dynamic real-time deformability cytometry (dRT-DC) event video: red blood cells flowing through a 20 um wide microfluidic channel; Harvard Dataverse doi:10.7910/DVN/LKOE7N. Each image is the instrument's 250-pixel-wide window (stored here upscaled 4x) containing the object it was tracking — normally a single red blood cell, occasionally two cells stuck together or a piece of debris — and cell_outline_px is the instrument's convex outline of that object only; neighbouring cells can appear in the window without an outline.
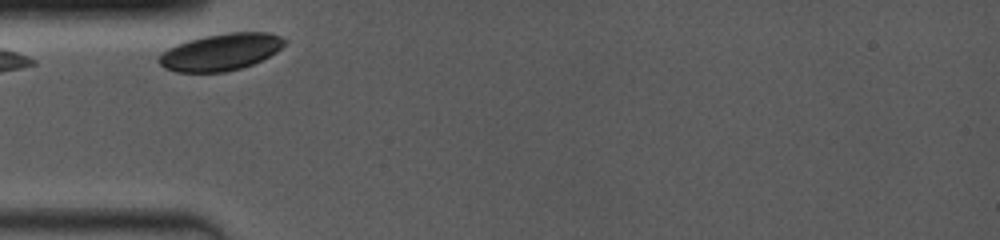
{"species": "common noctule bat (a hibernating species)", "species_latin": "Nyctalus noctula", "temperature_condition": "room temperature", "stored_images_in_passage": 13, "camera_frame_rate_fps": 4000, "um_per_image_px": 0.085, "animal": {"sex": "female", "body_mass_g": 19.0, "forearm_length_mm": 53.3}, "frame": {"image": 1, "passage_image": 1, "time_ms": 0.0, "image_size_px": [1000, 240], "cell_outline_px": [[288, 40], [276, 52], [252, 64], [240, 68], [224, 72], [176, 72], [164, 68], [156, 60], [160, 52], [176, 44], [188, 40], [204, 36], [228, 32], [268, 32], [280, 36]], "centroid_in_image_um": [18.72, 4.41], "position_along_channel_um": 66.3, "area_um2": 27.11}}